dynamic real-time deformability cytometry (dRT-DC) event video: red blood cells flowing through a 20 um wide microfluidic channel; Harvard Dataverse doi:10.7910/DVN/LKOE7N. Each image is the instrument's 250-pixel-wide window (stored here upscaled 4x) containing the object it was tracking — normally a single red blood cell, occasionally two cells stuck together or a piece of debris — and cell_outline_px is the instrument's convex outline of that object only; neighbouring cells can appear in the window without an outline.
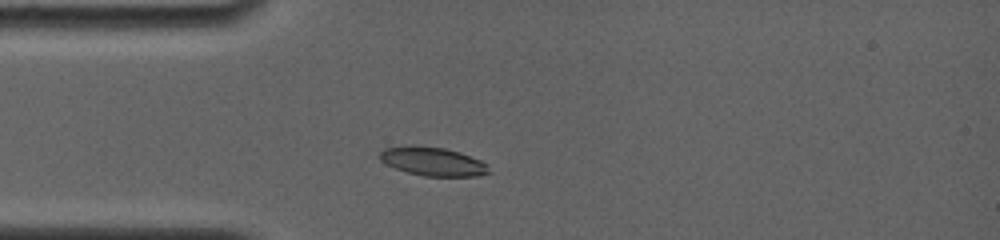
{"species": "common noctule bat (a hibernating species)", "species_latin": "Nyctalus noctula", "temperature_condition": "room temperature", "stored_images_in_passage": 6, "camera_frame_rate_fps": 4000, "um_per_image_px": 0.085, "animal": {"sex": "female", "body_mass_g": 19.0, "forearm_length_mm": 56.7}, "frame": {"image": 1, "passage_image": 1, "time_ms": 0.0, "image_size_px": [1000, 240], "cell_outline_px": [[492, 172], [480, 176], [424, 176], [408, 172], [396, 168], [380, 160], [380, 152], [384, 148], [444, 148], [460, 152], [480, 160], [488, 164]], "centroid_in_image_um": [36.91, 13.78], "position_along_channel_um": 48.1, "area_um2": 17.51}}
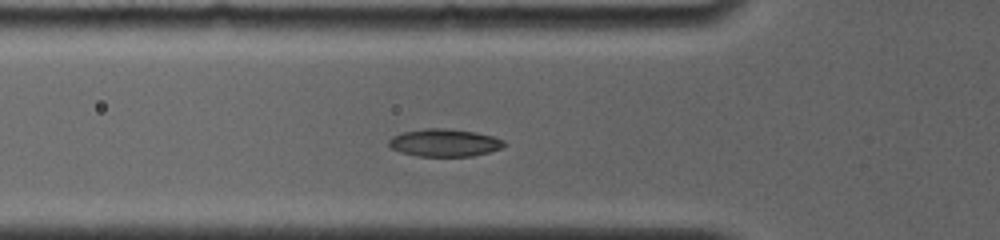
{"frame": {"image": 2, "passage_image": 3, "time_ms": 1.25, "image_size_px": [1000, 240], "cell_outline_px": [[508, 144], [500, 148], [488, 152], [472, 156], [416, 156], [400, 152], [392, 148], [388, 144], [388, 140], [392, 136], [400, 132], [424, 128], [444, 128], [476, 132], [492, 136], [504, 140]], "centroid_in_image_um": [37.75, 12.12], "position_along_channel_um": 88.0, "area_um2": 18.67}}
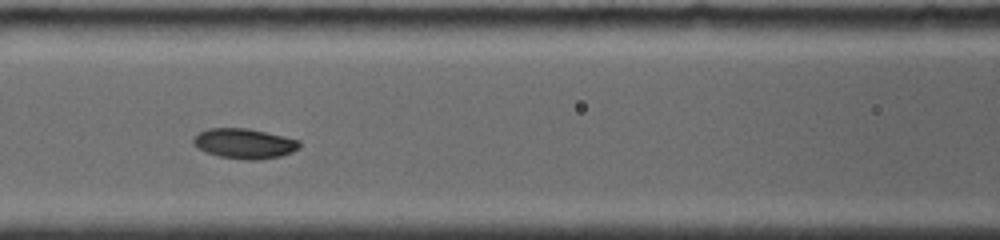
{"frame": {"image": 3, "passage_image": 5, "time_ms": 2.75, "image_size_px": [1000, 240], "cell_outline_px": [[300, 148], [292, 152], [280, 156], [260, 160], [248, 160], [220, 156], [196, 148], [192, 140], [200, 132], [208, 128], [248, 128], [284, 136], [300, 140]], "centroid_in_image_um": [20.8, 12.2], "position_along_channel_um": 145.8, "area_um2": 18.55}}